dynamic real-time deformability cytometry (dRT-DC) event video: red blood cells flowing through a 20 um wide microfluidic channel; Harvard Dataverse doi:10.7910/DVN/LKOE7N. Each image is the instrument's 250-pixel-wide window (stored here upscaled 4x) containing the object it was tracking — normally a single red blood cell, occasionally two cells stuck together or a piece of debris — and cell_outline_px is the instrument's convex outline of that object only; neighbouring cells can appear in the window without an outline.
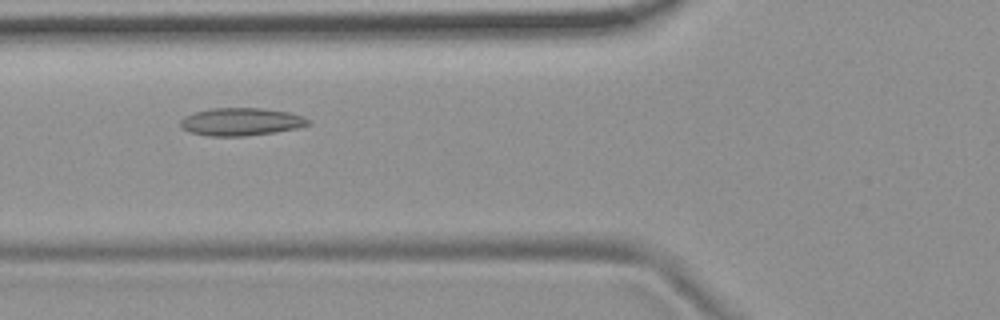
{"species": "common noctule bat (a hibernating species)", "species_latin": "Nyctalus noctula", "temperature_condition": "room temperature", "stored_images_in_passage": 51, "camera_frame_rate_fps": 3000, "um_per_image_px": 0.085, "animal": {"sex": "female", "body_mass_g": 19.9}, "frame": {"image": 1, "passage_image": 17, "time_ms": 5.333, "image_size_px": [1000, 320], "cell_outline_px": [[312, 124], [296, 128], [276, 132], [244, 136], [208, 136], [188, 132], [180, 128], [180, 120], [184, 116], [196, 112], [212, 108], [260, 108], [288, 112], [304, 116], [312, 120]], "centroid_in_image_um": [20.49, 10.35], "position_along_channel_um": 105.3, "area_um2": 20.87}}
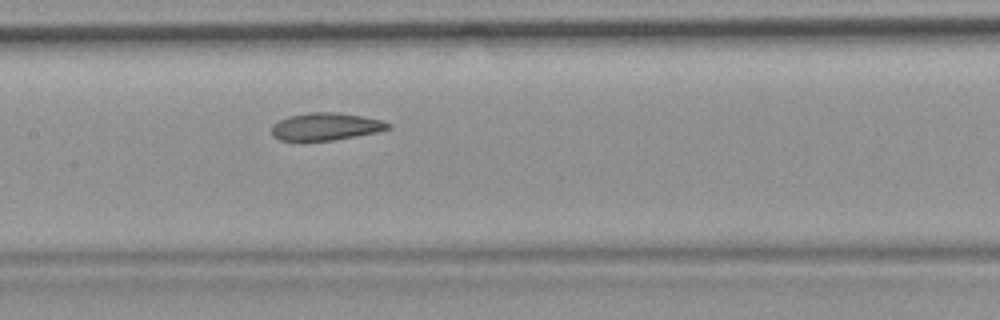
{"frame": {"image": 2, "passage_image": 23, "time_ms": 7.333, "image_size_px": [1000, 320], "cell_outline_px": [[392, 128], [380, 132], [332, 140], [280, 140], [272, 136], [272, 124], [288, 116], [308, 112], [336, 112], [360, 116], [380, 120], [392, 124]], "centroid_in_image_um": [27.7, 10.75], "position_along_channel_um": 179.7, "area_um2": 18.61}}
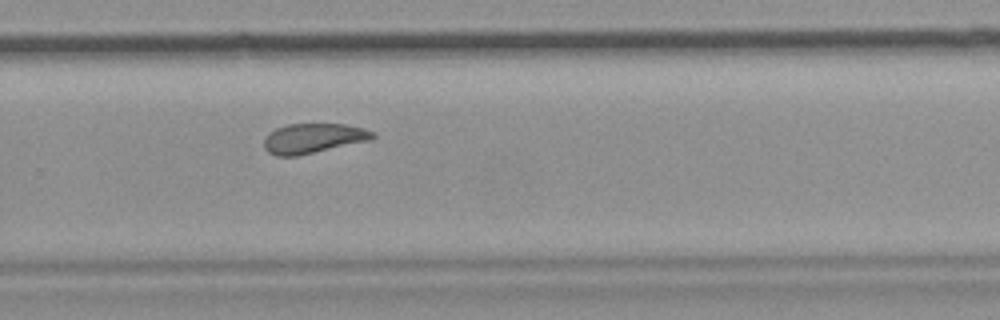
{"frame": {"image": 3, "passage_image": 33, "time_ms": 10.667, "image_size_px": [1000, 320], "cell_outline_px": [[376, 136], [372, 140], [296, 156], [276, 156], [268, 152], [264, 148], [264, 140], [268, 132], [276, 128], [288, 124], [344, 124], [364, 128], [376, 132]], "centroid_in_image_um": [26.64, 11.75], "position_along_channel_um": 303.2, "area_um2": 19.02}, "authors_computed_cell_mechanics": {"area_um2": 20.3456, "velocity_mm_per_s": 3.7179, "shape_relaxation_time_tau1_ms": null, "shape_relaxation_time_tau2_ms": 2.067, "deformation_change_tau1": null, "deformation_change_tau2": 0.0774}}